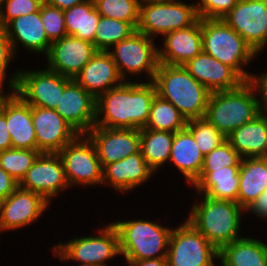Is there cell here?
<instances>
[{"label":"cell","mask_w":267,"mask_h":266,"mask_svg":"<svg viewBox=\"0 0 267 266\" xmlns=\"http://www.w3.org/2000/svg\"><path fill=\"white\" fill-rule=\"evenodd\" d=\"M67 35L75 36L94 44L95 31L100 14L93 0L63 10Z\"/></svg>","instance_id":"4dcf8cb0"},{"label":"cell","mask_w":267,"mask_h":266,"mask_svg":"<svg viewBox=\"0 0 267 266\" xmlns=\"http://www.w3.org/2000/svg\"><path fill=\"white\" fill-rule=\"evenodd\" d=\"M183 66L211 93L236 89L245 82L233 68L203 51Z\"/></svg>","instance_id":"ffe728a7"},{"label":"cell","mask_w":267,"mask_h":266,"mask_svg":"<svg viewBox=\"0 0 267 266\" xmlns=\"http://www.w3.org/2000/svg\"><path fill=\"white\" fill-rule=\"evenodd\" d=\"M8 81L16 92L30 106L56 109L65 86L72 78L49 69L40 71H18Z\"/></svg>","instance_id":"ba28073f"},{"label":"cell","mask_w":267,"mask_h":266,"mask_svg":"<svg viewBox=\"0 0 267 266\" xmlns=\"http://www.w3.org/2000/svg\"><path fill=\"white\" fill-rule=\"evenodd\" d=\"M169 160L177 166L189 184L199 178L204 155L187 128L174 133Z\"/></svg>","instance_id":"83f0119b"},{"label":"cell","mask_w":267,"mask_h":266,"mask_svg":"<svg viewBox=\"0 0 267 266\" xmlns=\"http://www.w3.org/2000/svg\"><path fill=\"white\" fill-rule=\"evenodd\" d=\"M82 137H86L83 140ZM82 140V141H81ZM58 155L64 166L69 186L103 184V172L94 143L87 135L79 134L65 145Z\"/></svg>","instance_id":"8fae6325"},{"label":"cell","mask_w":267,"mask_h":266,"mask_svg":"<svg viewBox=\"0 0 267 266\" xmlns=\"http://www.w3.org/2000/svg\"><path fill=\"white\" fill-rule=\"evenodd\" d=\"M242 157L226 139L212 152L204 156L202 169H220L223 167H240Z\"/></svg>","instance_id":"f35d334b"},{"label":"cell","mask_w":267,"mask_h":266,"mask_svg":"<svg viewBox=\"0 0 267 266\" xmlns=\"http://www.w3.org/2000/svg\"><path fill=\"white\" fill-rule=\"evenodd\" d=\"M102 17H109L130 23L135 29L139 22L142 0H93Z\"/></svg>","instance_id":"e575fe53"},{"label":"cell","mask_w":267,"mask_h":266,"mask_svg":"<svg viewBox=\"0 0 267 266\" xmlns=\"http://www.w3.org/2000/svg\"><path fill=\"white\" fill-rule=\"evenodd\" d=\"M10 148H12V141L6 124L4 97L0 107V152Z\"/></svg>","instance_id":"ee69618b"},{"label":"cell","mask_w":267,"mask_h":266,"mask_svg":"<svg viewBox=\"0 0 267 266\" xmlns=\"http://www.w3.org/2000/svg\"><path fill=\"white\" fill-rule=\"evenodd\" d=\"M158 49L153 38L136 31L129 38L115 44L114 51L109 50V53L123 80L126 72L139 74L146 71L150 75L149 80L153 81L159 65Z\"/></svg>","instance_id":"7c38bea8"},{"label":"cell","mask_w":267,"mask_h":266,"mask_svg":"<svg viewBox=\"0 0 267 266\" xmlns=\"http://www.w3.org/2000/svg\"><path fill=\"white\" fill-rule=\"evenodd\" d=\"M32 120L40 153H59L79 133L55 110L32 106Z\"/></svg>","instance_id":"2e32d148"},{"label":"cell","mask_w":267,"mask_h":266,"mask_svg":"<svg viewBox=\"0 0 267 266\" xmlns=\"http://www.w3.org/2000/svg\"><path fill=\"white\" fill-rule=\"evenodd\" d=\"M102 172L103 183L109 181L113 188L125 192L145 183L154 170L144 160L139 150L120 161L105 165Z\"/></svg>","instance_id":"cb8c5ba5"},{"label":"cell","mask_w":267,"mask_h":266,"mask_svg":"<svg viewBox=\"0 0 267 266\" xmlns=\"http://www.w3.org/2000/svg\"><path fill=\"white\" fill-rule=\"evenodd\" d=\"M68 186L58 153H41L19 183L20 188L41 194L48 202Z\"/></svg>","instance_id":"5bb4252c"},{"label":"cell","mask_w":267,"mask_h":266,"mask_svg":"<svg viewBox=\"0 0 267 266\" xmlns=\"http://www.w3.org/2000/svg\"><path fill=\"white\" fill-rule=\"evenodd\" d=\"M136 29L128 22L100 16L94 37L97 51H109V48L129 38ZM110 46V47H109Z\"/></svg>","instance_id":"836d02e7"},{"label":"cell","mask_w":267,"mask_h":266,"mask_svg":"<svg viewBox=\"0 0 267 266\" xmlns=\"http://www.w3.org/2000/svg\"><path fill=\"white\" fill-rule=\"evenodd\" d=\"M203 52L233 68L245 81L253 74L242 70L256 53L223 19H201Z\"/></svg>","instance_id":"5b68a950"},{"label":"cell","mask_w":267,"mask_h":266,"mask_svg":"<svg viewBox=\"0 0 267 266\" xmlns=\"http://www.w3.org/2000/svg\"><path fill=\"white\" fill-rule=\"evenodd\" d=\"M6 31L14 54L16 42H20L26 49L35 53L47 54L49 51L51 42L45 33L40 10L11 20L6 25Z\"/></svg>","instance_id":"d4e9b609"},{"label":"cell","mask_w":267,"mask_h":266,"mask_svg":"<svg viewBox=\"0 0 267 266\" xmlns=\"http://www.w3.org/2000/svg\"><path fill=\"white\" fill-rule=\"evenodd\" d=\"M156 87L149 83L123 82L96 98L95 126L142 129L149 119ZM104 114L101 119L100 115Z\"/></svg>","instance_id":"6da1fadb"},{"label":"cell","mask_w":267,"mask_h":266,"mask_svg":"<svg viewBox=\"0 0 267 266\" xmlns=\"http://www.w3.org/2000/svg\"><path fill=\"white\" fill-rule=\"evenodd\" d=\"M196 4L201 19H222L237 3V0H200Z\"/></svg>","instance_id":"60d3db41"},{"label":"cell","mask_w":267,"mask_h":266,"mask_svg":"<svg viewBox=\"0 0 267 266\" xmlns=\"http://www.w3.org/2000/svg\"><path fill=\"white\" fill-rule=\"evenodd\" d=\"M257 54L267 44V0H243L222 18Z\"/></svg>","instance_id":"4fadbf2b"},{"label":"cell","mask_w":267,"mask_h":266,"mask_svg":"<svg viewBox=\"0 0 267 266\" xmlns=\"http://www.w3.org/2000/svg\"><path fill=\"white\" fill-rule=\"evenodd\" d=\"M173 139L170 131L140 129V152L154 171L169 161Z\"/></svg>","instance_id":"1f68e13d"},{"label":"cell","mask_w":267,"mask_h":266,"mask_svg":"<svg viewBox=\"0 0 267 266\" xmlns=\"http://www.w3.org/2000/svg\"><path fill=\"white\" fill-rule=\"evenodd\" d=\"M96 52L93 43L66 35L51 43L46 54L48 69L74 79Z\"/></svg>","instance_id":"e0dca14e"},{"label":"cell","mask_w":267,"mask_h":266,"mask_svg":"<svg viewBox=\"0 0 267 266\" xmlns=\"http://www.w3.org/2000/svg\"><path fill=\"white\" fill-rule=\"evenodd\" d=\"M240 167L201 169L199 178L192 184L201 194L215 200L237 202Z\"/></svg>","instance_id":"4316f807"},{"label":"cell","mask_w":267,"mask_h":266,"mask_svg":"<svg viewBox=\"0 0 267 266\" xmlns=\"http://www.w3.org/2000/svg\"><path fill=\"white\" fill-rule=\"evenodd\" d=\"M252 81L257 87L259 96L261 94V106H267V72L262 73L260 76H253Z\"/></svg>","instance_id":"bcb514c9"},{"label":"cell","mask_w":267,"mask_h":266,"mask_svg":"<svg viewBox=\"0 0 267 266\" xmlns=\"http://www.w3.org/2000/svg\"><path fill=\"white\" fill-rule=\"evenodd\" d=\"M255 91L257 87L250 80L236 89L210 93L205 118L227 137L263 111Z\"/></svg>","instance_id":"3957f363"},{"label":"cell","mask_w":267,"mask_h":266,"mask_svg":"<svg viewBox=\"0 0 267 266\" xmlns=\"http://www.w3.org/2000/svg\"><path fill=\"white\" fill-rule=\"evenodd\" d=\"M156 93L171 102L186 120L204 118L210 91L183 65H158L152 81Z\"/></svg>","instance_id":"7a4b0ae2"},{"label":"cell","mask_w":267,"mask_h":266,"mask_svg":"<svg viewBox=\"0 0 267 266\" xmlns=\"http://www.w3.org/2000/svg\"><path fill=\"white\" fill-rule=\"evenodd\" d=\"M130 266H168L167 258L126 260Z\"/></svg>","instance_id":"7dc6e473"},{"label":"cell","mask_w":267,"mask_h":266,"mask_svg":"<svg viewBox=\"0 0 267 266\" xmlns=\"http://www.w3.org/2000/svg\"><path fill=\"white\" fill-rule=\"evenodd\" d=\"M3 0H0V9H2L4 6L2 5Z\"/></svg>","instance_id":"f5cc1de1"},{"label":"cell","mask_w":267,"mask_h":266,"mask_svg":"<svg viewBox=\"0 0 267 266\" xmlns=\"http://www.w3.org/2000/svg\"><path fill=\"white\" fill-rule=\"evenodd\" d=\"M187 120L169 101L155 95L144 128L177 132L186 128Z\"/></svg>","instance_id":"d6a6232c"},{"label":"cell","mask_w":267,"mask_h":266,"mask_svg":"<svg viewBox=\"0 0 267 266\" xmlns=\"http://www.w3.org/2000/svg\"><path fill=\"white\" fill-rule=\"evenodd\" d=\"M264 113L267 115V106H261Z\"/></svg>","instance_id":"f907efd6"},{"label":"cell","mask_w":267,"mask_h":266,"mask_svg":"<svg viewBox=\"0 0 267 266\" xmlns=\"http://www.w3.org/2000/svg\"><path fill=\"white\" fill-rule=\"evenodd\" d=\"M86 135L95 145L102 168L140 150V129L94 126Z\"/></svg>","instance_id":"9a60e30c"},{"label":"cell","mask_w":267,"mask_h":266,"mask_svg":"<svg viewBox=\"0 0 267 266\" xmlns=\"http://www.w3.org/2000/svg\"><path fill=\"white\" fill-rule=\"evenodd\" d=\"M111 224L117 230L120 254H123L126 260L167 257L172 228L144 220L118 221Z\"/></svg>","instance_id":"8992f818"},{"label":"cell","mask_w":267,"mask_h":266,"mask_svg":"<svg viewBox=\"0 0 267 266\" xmlns=\"http://www.w3.org/2000/svg\"><path fill=\"white\" fill-rule=\"evenodd\" d=\"M186 128L192 133L198 148L204 156L226 140V137L205 117L188 120Z\"/></svg>","instance_id":"8d00e7d4"},{"label":"cell","mask_w":267,"mask_h":266,"mask_svg":"<svg viewBox=\"0 0 267 266\" xmlns=\"http://www.w3.org/2000/svg\"><path fill=\"white\" fill-rule=\"evenodd\" d=\"M100 230V236L74 238L67 244L61 243L53 247V251L61 260L72 259L82 264L107 266V259L120 254L119 237L112 224Z\"/></svg>","instance_id":"30bf717a"},{"label":"cell","mask_w":267,"mask_h":266,"mask_svg":"<svg viewBox=\"0 0 267 266\" xmlns=\"http://www.w3.org/2000/svg\"><path fill=\"white\" fill-rule=\"evenodd\" d=\"M78 266H97V265H91V264H81V265H78Z\"/></svg>","instance_id":"816d5d0a"},{"label":"cell","mask_w":267,"mask_h":266,"mask_svg":"<svg viewBox=\"0 0 267 266\" xmlns=\"http://www.w3.org/2000/svg\"><path fill=\"white\" fill-rule=\"evenodd\" d=\"M226 139L242 158L267 157V115L262 111Z\"/></svg>","instance_id":"484cf974"},{"label":"cell","mask_w":267,"mask_h":266,"mask_svg":"<svg viewBox=\"0 0 267 266\" xmlns=\"http://www.w3.org/2000/svg\"><path fill=\"white\" fill-rule=\"evenodd\" d=\"M87 0H44L47 4L58 7L61 10H66L71 8L74 5L83 3Z\"/></svg>","instance_id":"c3c4849f"},{"label":"cell","mask_w":267,"mask_h":266,"mask_svg":"<svg viewBox=\"0 0 267 266\" xmlns=\"http://www.w3.org/2000/svg\"><path fill=\"white\" fill-rule=\"evenodd\" d=\"M203 201L202 205L193 206L187 221L218 250L240 239V215L246 210L234 201L215 200L205 195Z\"/></svg>","instance_id":"277c9868"},{"label":"cell","mask_w":267,"mask_h":266,"mask_svg":"<svg viewBox=\"0 0 267 266\" xmlns=\"http://www.w3.org/2000/svg\"><path fill=\"white\" fill-rule=\"evenodd\" d=\"M3 87H0V107H1V104H2V100H3V98L6 96V95H3L2 93H3Z\"/></svg>","instance_id":"681fc988"},{"label":"cell","mask_w":267,"mask_h":266,"mask_svg":"<svg viewBox=\"0 0 267 266\" xmlns=\"http://www.w3.org/2000/svg\"><path fill=\"white\" fill-rule=\"evenodd\" d=\"M222 266H267V245L262 241L241 237L219 250Z\"/></svg>","instance_id":"f546056e"},{"label":"cell","mask_w":267,"mask_h":266,"mask_svg":"<svg viewBox=\"0 0 267 266\" xmlns=\"http://www.w3.org/2000/svg\"><path fill=\"white\" fill-rule=\"evenodd\" d=\"M219 250L189 221L172 229L167 250L168 266H215Z\"/></svg>","instance_id":"9c48e42d"},{"label":"cell","mask_w":267,"mask_h":266,"mask_svg":"<svg viewBox=\"0 0 267 266\" xmlns=\"http://www.w3.org/2000/svg\"><path fill=\"white\" fill-rule=\"evenodd\" d=\"M96 99L72 79L64 88L55 111L79 134L86 135L95 126Z\"/></svg>","instance_id":"d6986e66"},{"label":"cell","mask_w":267,"mask_h":266,"mask_svg":"<svg viewBox=\"0 0 267 266\" xmlns=\"http://www.w3.org/2000/svg\"><path fill=\"white\" fill-rule=\"evenodd\" d=\"M267 189V157L242 158L237 203L245 210Z\"/></svg>","instance_id":"f1b7e54d"},{"label":"cell","mask_w":267,"mask_h":266,"mask_svg":"<svg viewBox=\"0 0 267 266\" xmlns=\"http://www.w3.org/2000/svg\"><path fill=\"white\" fill-rule=\"evenodd\" d=\"M74 80L95 99L124 82L109 51H97Z\"/></svg>","instance_id":"7402d4cb"},{"label":"cell","mask_w":267,"mask_h":266,"mask_svg":"<svg viewBox=\"0 0 267 266\" xmlns=\"http://www.w3.org/2000/svg\"><path fill=\"white\" fill-rule=\"evenodd\" d=\"M44 0H3L6 10L0 9V24L5 26L13 19L38 12ZM7 12V13H6Z\"/></svg>","instance_id":"ab89813d"},{"label":"cell","mask_w":267,"mask_h":266,"mask_svg":"<svg viewBox=\"0 0 267 266\" xmlns=\"http://www.w3.org/2000/svg\"><path fill=\"white\" fill-rule=\"evenodd\" d=\"M246 210H251L258 217L267 218V189L264 190Z\"/></svg>","instance_id":"f6af8a7d"},{"label":"cell","mask_w":267,"mask_h":266,"mask_svg":"<svg viewBox=\"0 0 267 266\" xmlns=\"http://www.w3.org/2000/svg\"><path fill=\"white\" fill-rule=\"evenodd\" d=\"M40 154L38 150L10 148L0 152V167L20 183Z\"/></svg>","instance_id":"d590c367"},{"label":"cell","mask_w":267,"mask_h":266,"mask_svg":"<svg viewBox=\"0 0 267 266\" xmlns=\"http://www.w3.org/2000/svg\"><path fill=\"white\" fill-rule=\"evenodd\" d=\"M164 49H158L160 64L185 65L203 51L201 18L193 25L164 35Z\"/></svg>","instance_id":"44dd1931"},{"label":"cell","mask_w":267,"mask_h":266,"mask_svg":"<svg viewBox=\"0 0 267 266\" xmlns=\"http://www.w3.org/2000/svg\"><path fill=\"white\" fill-rule=\"evenodd\" d=\"M18 187L19 183L0 167V201L11 195Z\"/></svg>","instance_id":"7bdbcfd3"},{"label":"cell","mask_w":267,"mask_h":266,"mask_svg":"<svg viewBox=\"0 0 267 266\" xmlns=\"http://www.w3.org/2000/svg\"><path fill=\"white\" fill-rule=\"evenodd\" d=\"M5 96V117L12 148L37 150L32 106L12 90Z\"/></svg>","instance_id":"603a6c76"},{"label":"cell","mask_w":267,"mask_h":266,"mask_svg":"<svg viewBox=\"0 0 267 266\" xmlns=\"http://www.w3.org/2000/svg\"><path fill=\"white\" fill-rule=\"evenodd\" d=\"M49 202L41 195L18 187L0 201V230H13L37 221Z\"/></svg>","instance_id":"ac0fdd59"},{"label":"cell","mask_w":267,"mask_h":266,"mask_svg":"<svg viewBox=\"0 0 267 266\" xmlns=\"http://www.w3.org/2000/svg\"><path fill=\"white\" fill-rule=\"evenodd\" d=\"M199 19L194 3L187 5L177 0H142L136 31L153 38L156 34L165 35L191 26Z\"/></svg>","instance_id":"52a82bcc"},{"label":"cell","mask_w":267,"mask_h":266,"mask_svg":"<svg viewBox=\"0 0 267 266\" xmlns=\"http://www.w3.org/2000/svg\"><path fill=\"white\" fill-rule=\"evenodd\" d=\"M14 55L6 27L0 24V87L6 78V67Z\"/></svg>","instance_id":"b9f144b4"},{"label":"cell","mask_w":267,"mask_h":266,"mask_svg":"<svg viewBox=\"0 0 267 266\" xmlns=\"http://www.w3.org/2000/svg\"><path fill=\"white\" fill-rule=\"evenodd\" d=\"M40 14L45 33L51 43L67 35L63 10L43 2Z\"/></svg>","instance_id":"74e56055"}]
</instances>
